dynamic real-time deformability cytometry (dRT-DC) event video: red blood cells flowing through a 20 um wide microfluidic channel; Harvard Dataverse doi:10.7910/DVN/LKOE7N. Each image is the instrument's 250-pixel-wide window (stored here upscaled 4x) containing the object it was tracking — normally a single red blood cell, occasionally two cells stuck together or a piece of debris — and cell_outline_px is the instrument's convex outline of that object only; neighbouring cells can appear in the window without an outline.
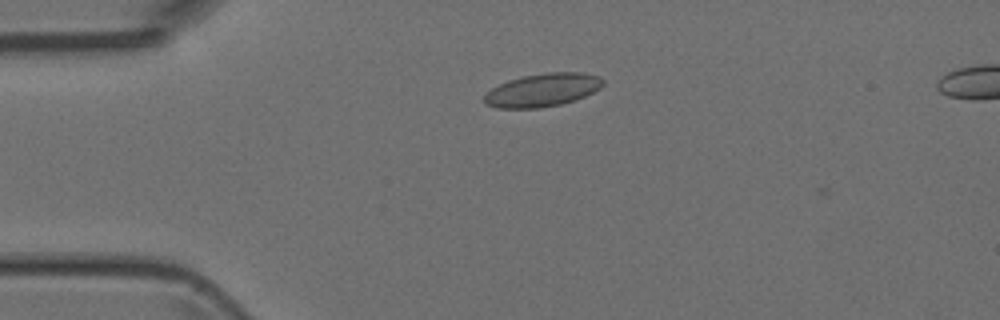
{"species": "Egyptian fruit bat (a non-hibernating species)", "species_latin": "Rousettus aegyptiacus", "temperature_condition": "room temperature", "stored_images_in_passage": 5, "camera_frame_rate_fps": 3000, "um_per_image_px": 0.085, "animal": {"sex": "female"}, "frame": {"image": 1, "passage_image": 1, "time_ms": 0.0, "image_size_px": [1000, 320], "cell_outline_px": [[604, 84], [600, 88], [584, 96], [560, 104], [540, 108], [496, 108], [484, 104], [484, 96], [492, 88], [508, 80], [524, 76], [548, 72], [580, 72], [600, 76], [604, 80]], "centroid_in_image_um": [46.11, 7.65], "position_along_channel_um": 38.9, "area_um2": 22.83}}